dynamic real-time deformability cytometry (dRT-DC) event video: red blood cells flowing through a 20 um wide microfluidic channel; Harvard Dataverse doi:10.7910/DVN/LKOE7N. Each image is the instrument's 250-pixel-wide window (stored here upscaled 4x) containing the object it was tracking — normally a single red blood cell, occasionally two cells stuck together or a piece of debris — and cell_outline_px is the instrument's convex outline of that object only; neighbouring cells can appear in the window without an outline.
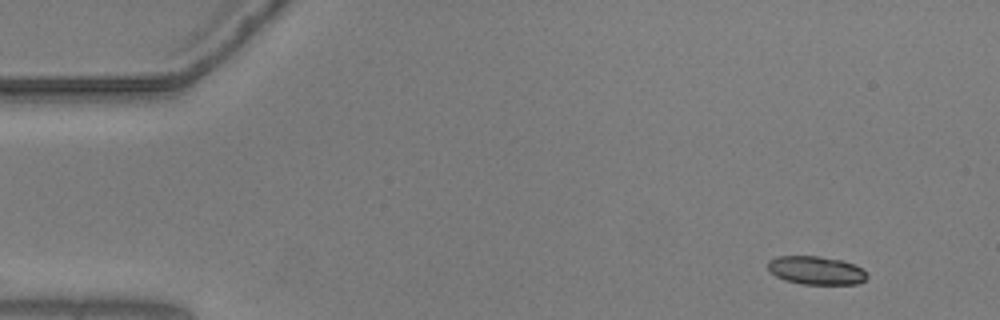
{"species": "common noctule bat (a hibernating species)", "species_latin": "Nyctalus noctula", "temperature_condition": "warm", "stored_images_in_passage": 38, "camera_frame_rate_fps": 3000, "um_per_image_px": 0.085, "animal": {"sex": "male", "body_mass_g": 20.5, "forearm_length_mm": 52.5}, "frame": {"image": 1, "passage_image": 1, "time_ms": 0.0, "image_size_px": [1000, 320], "cell_outline_px": [[868, 276], [864, 280], [856, 284], [800, 284], [784, 280], [776, 276], [768, 268], [768, 260], [776, 256], [820, 256], [844, 260], [860, 268]], "centroid_in_image_um": [69.34, 22.97], "position_along_channel_um": 15.7, "area_um2": 16.36}}
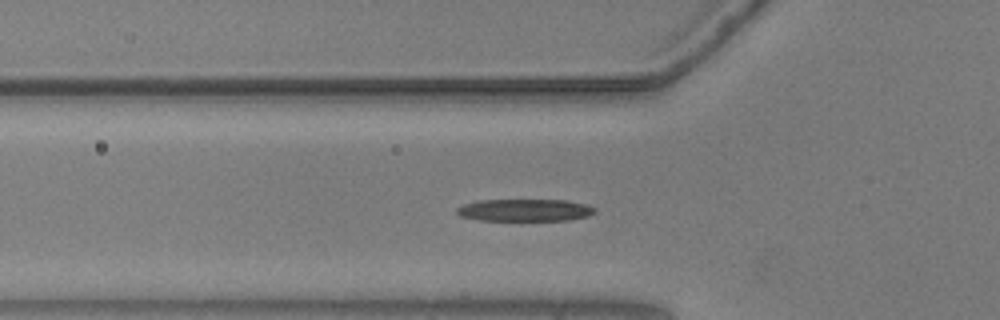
{"frame": {"image": 2, "passage_image": 15, "time_ms": 4.667, "image_size_px": [1000, 320], "cell_outline_px": [[596, 212], [588, 216], [568, 220], [480, 220], [460, 216], [456, 212], [456, 208], [464, 204], [480, 200], [568, 200], [588, 204], [596, 208]], "centroid_in_image_um": [44.65, 17.85], "position_along_channel_um": 81.2, "area_um2": 17.92}}
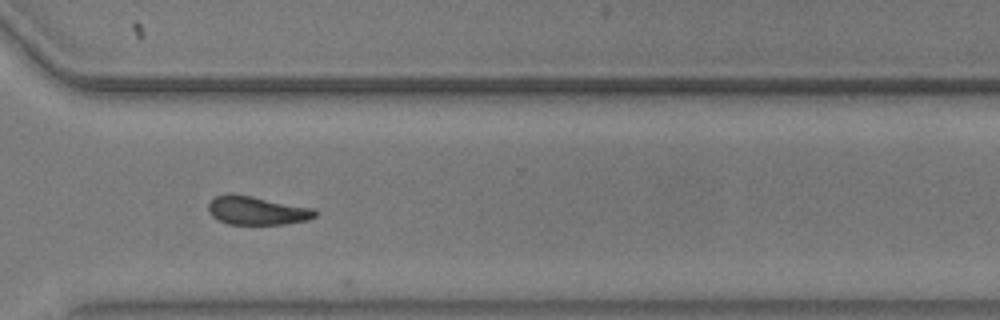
{"frame": {"image": 3, "passage_image": 37, "time_ms": 12.0, "image_size_px": [1000, 320], "cell_outline_px": [[320, 212], [316, 216], [308, 220], [284, 224], [228, 224], [212, 216], [208, 212], [208, 204], [216, 196], [228, 192], [232, 192], [316, 208]], "centroid_in_image_um": [21.88, 17.87], "position_along_channel_um": 348.7, "area_um2": 18.15}}